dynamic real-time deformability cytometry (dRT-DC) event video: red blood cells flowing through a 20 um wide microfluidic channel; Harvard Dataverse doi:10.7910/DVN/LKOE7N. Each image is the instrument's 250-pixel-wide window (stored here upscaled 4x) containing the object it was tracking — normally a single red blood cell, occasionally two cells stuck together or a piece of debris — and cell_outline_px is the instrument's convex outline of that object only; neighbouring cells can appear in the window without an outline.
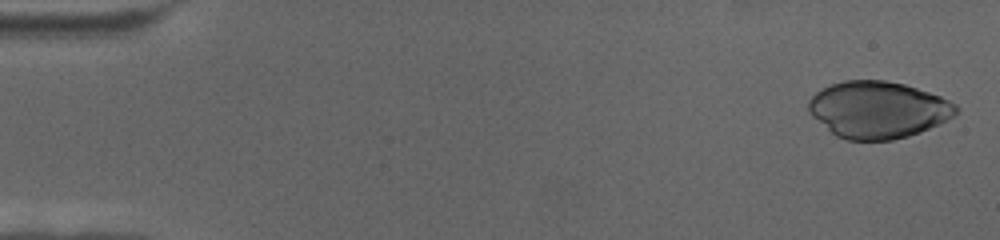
{"species": "human", "species_latin": "Homo sapiens", "temperature_condition": "cold", "stored_images_in_passage": 67, "camera_frame_rate_fps": 3000, "um_per_image_px": 0.085, "donor": {"sex": "female"}, "frame": {"image": 1, "passage_image": 2, "time_ms": 0.333, "image_size_px": [1000, 240], "cell_outline_px": [[960, 108], [952, 116], [920, 132], [908, 136], [892, 140], [844, 140], [836, 136], [812, 116], [808, 112], [808, 100], [816, 92], [832, 84], [844, 80], [884, 80], [904, 84], [940, 96], [956, 104]], "centroid_in_image_um": [74.6, 9.32], "position_along_channel_um": 10.4, "area_um2": 48.55}}
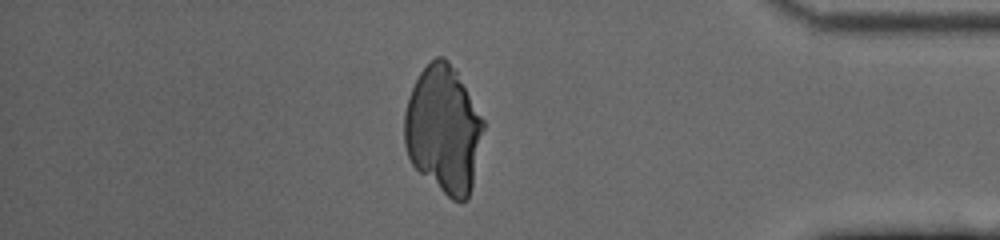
{"frame": {"image": 2, "passage_image": 58, "time_ms": 19.0, "image_size_px": [1000, 240], "cell_outline_px": [[484, 128], [472, 188], [468, 200], [452, 200], [420, 172], [412, 164], [408, 156], [404, 144], [404, 112], [408, 96], [420, 72], [436, 56], [444, 56], [448, 60], [456, 72], [484, 120]], "centroid_in_image_um": [37.69, 11.01], "position_along_channel_um": 397.5, "area_um2": 58.26}}
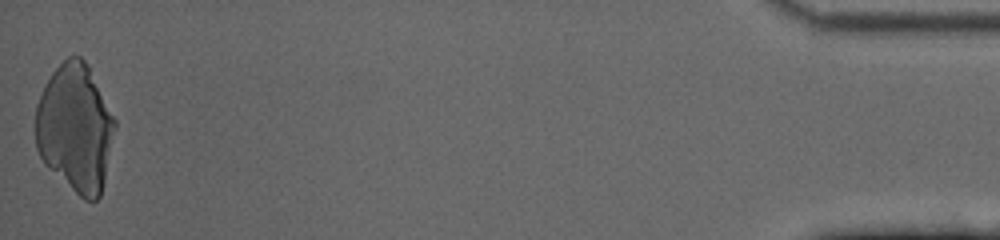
{"frame": {"image": 3, "passage_image": 67, "time_ms": 22.0, "image_size_px": [1000, 240], "cell_outline_px": [[116, 128], [104, 180], [100, 196], [96, 200], [84, 200], [48, 168], [44, 164], [36, 148], [36, 104], [44, 84], [52, 72], [68, 56], [80, 56], [88, 64], [116, 120]], "centroid_in_image_um": [6.39, 10.86], "position_along_channel_um": 428.8, "area_um2": 59.25}}